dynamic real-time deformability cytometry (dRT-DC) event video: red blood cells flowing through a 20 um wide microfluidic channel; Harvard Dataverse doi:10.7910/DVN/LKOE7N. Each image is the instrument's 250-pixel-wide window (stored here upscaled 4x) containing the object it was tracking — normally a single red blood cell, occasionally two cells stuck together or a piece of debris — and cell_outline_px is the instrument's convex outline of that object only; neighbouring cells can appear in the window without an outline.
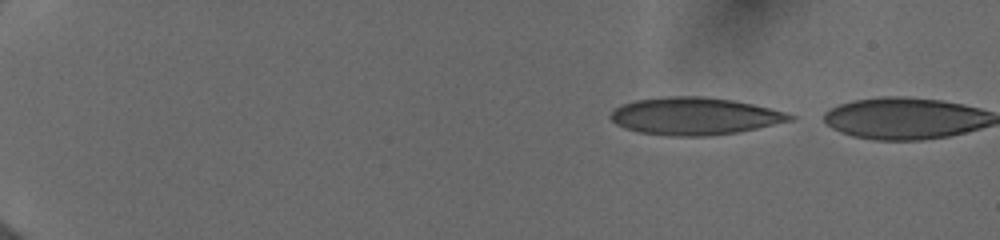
{"species": "human", "species_latin": "Homo sapiens", "temperature_condition": "cold", "stored_images_in_passage": 6, "camera_frame_rate_fps": 3000, "um_per_image_px": 0.085, "donor": {"sex": "female"}, "frame": {"image": 1, "passage_image": 1, "time_ms": 0.0, "image_size_px": [1000, 240], "cell_outline_px": [[796, 116], [792, 120], [756, 128], [736, 132], [704, 136], [672, 136], [640, 132], [624, 128], [616, 124], [608, 116], [616, 108], [624, 104], [636, 100], [668, 96], [704, 96], [732, 100], [752, 104], [784, 112]], "centroid_in_image_um": [59.01, 9.87], "position_along_channel_um": 26.0, "area_um2": 38.61}}